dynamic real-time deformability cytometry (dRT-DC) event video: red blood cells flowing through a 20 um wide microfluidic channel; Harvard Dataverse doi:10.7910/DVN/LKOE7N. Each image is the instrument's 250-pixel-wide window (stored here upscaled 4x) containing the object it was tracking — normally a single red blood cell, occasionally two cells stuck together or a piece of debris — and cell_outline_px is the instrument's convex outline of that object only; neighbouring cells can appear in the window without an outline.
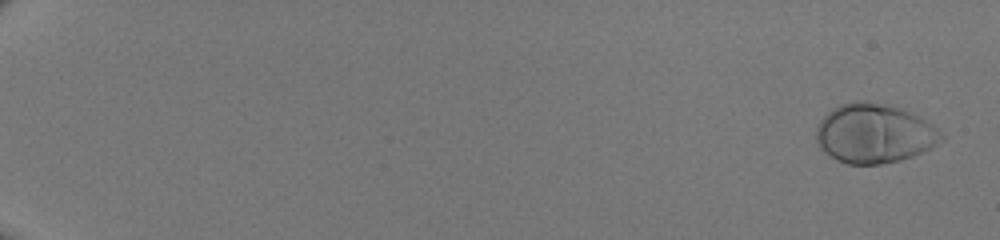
{"species": "human", "species_latin": "Homo sapiens", "temperature_condition": "room temperature", "stored_images_in_passage": 51, "camera_frame_rate_fps": 3000, "um_per_image_px": 0.085, "donor": {"sex": "male"}, "frame": {"image": 1, "passage_image": 2, "time_ms": 0.333, "image_size_px": [1000, 240], "cell_outline_px": [[944, 140], [932, 148], [912, 156], [900, 160], [880, 164], [848, 164], [836, 160], [824, 152], [816, 144], [816, 128], [820, 120], [832, 108], [840, 104], [852, 100], [864, 100], [896, 104], [912, 112], [932, 124], [944, 136]], "centroid_in_image_um": [74.31, 11.31], "position_along_channel_um": 10.7, "area_um2": 44.1}}
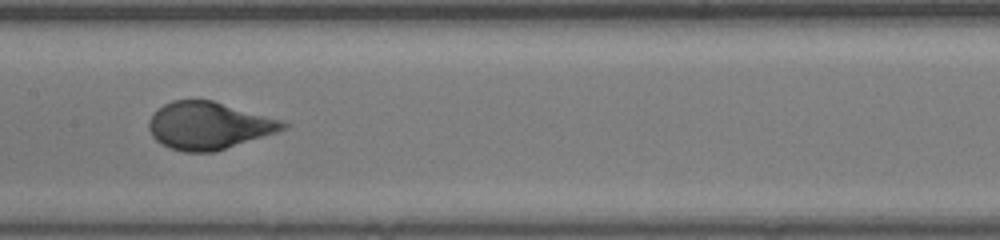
{"frame": {"image": 2, "passage_image": 30, "time_ms": 9.667, "image_size_px": [1000, 240], "cell_outline_px": [[292, 124], [288, 128], [216, 152], [184, 152], [160, 144], [152, 136], [148, 128], [148, 120], [164, 104], [172, 100], [212, 100], [284, 120]], "centroid_in_image_um": [17.78, 10.68], "position_along_channel_um": 189.6, "area_um2": 37.17}}
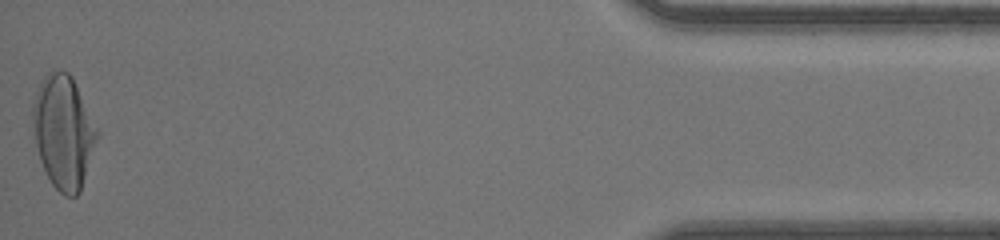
{"frame": {"image": 3, "passage_image": 51, "time_ms": 16.667, "image_size_px": [1000, 240], "cell_outline_px": [[100, 136], [80, 192], [76, 196], [64, 196], [52, 184], [40, 160], [36, 144], [32, 120], [32, 104], [36, 92], [44, 76], [52, 68], [68, 72], [72, 76], [100, 132]], "centroid_in_image_um": [5.42, 11.19], "position_along_channel_um": 429.8, "area_um2": 42.77}}